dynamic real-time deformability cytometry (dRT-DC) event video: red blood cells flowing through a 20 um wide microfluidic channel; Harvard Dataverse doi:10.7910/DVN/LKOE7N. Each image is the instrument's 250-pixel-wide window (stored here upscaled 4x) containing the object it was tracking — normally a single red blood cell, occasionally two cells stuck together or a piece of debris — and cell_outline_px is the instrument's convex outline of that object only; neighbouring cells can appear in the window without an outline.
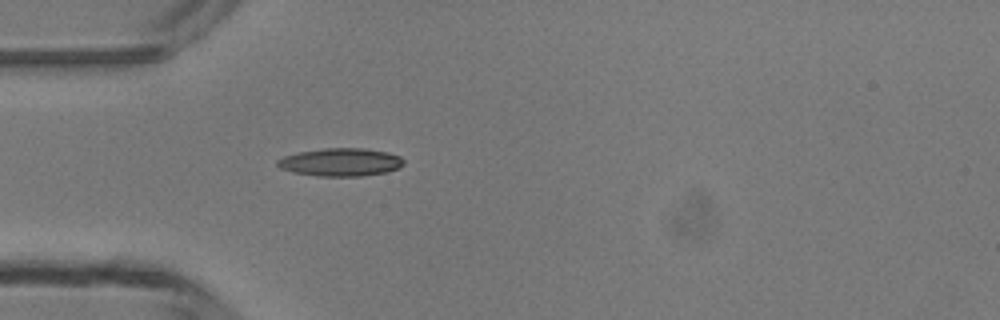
{"species": "common noctule bat (a hibernating species)", "species_latin": "Nyctalus noctula", "temperature_condition": "room temperature", "stored_images_in_passage": 1, "camera_frame_rate_fps": 3000, "um_per_image_px": 0.085, "animal": {"sex": "male", "body_mass_g": 13.3}, "frame": {"image": 1, "passage_image": 1, "time_ms": 0.0, "image_size_px": [1000, 320], "cell_outline_px": [[404, 164], [400, 168], [384, 172], [364, 176], [320, 176], [292, 172], [280, 168], [276, 164], [276, 160], [284, 156], [296, 152], [324, 148], [364, 148], [388, 152], [400, 156], [404, 160]], "centroid_in_image_um": [28.95, 13.78], "position_along_channel_um": 56.1, "area_um2": 20.75}}